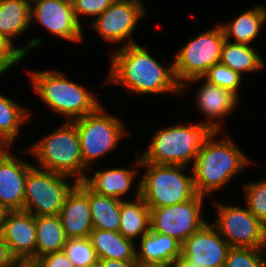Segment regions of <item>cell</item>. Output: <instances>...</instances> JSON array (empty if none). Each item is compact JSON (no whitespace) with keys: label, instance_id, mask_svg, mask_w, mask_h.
I'll use <instances>...</instances> for the list:
<instances>
[{"label":"cell","instance_id":"obj_23","mask_svg":"<svg viewBox=\"0 0 266 267\" xmlns=\"http://www.w3.org/2000/svg\"><path fill=\"white\" fill-rule=\"evenodd\" d=\"M264 22H266V8L257 5L254 9L240 14L232 23L220 25L227 41L232 37L235 39L233 43L250 45L258 36Z\"/></svg>","mask_w":266,"mask_h":267},{"label":"cell","instance_id":"obj_19","mask_svg":"<svg viewBox=\"0 0 266 267\" xmlns=\"http://www.w3.org/2000/svg\"><path fill=\"white\" fill-rule=\"evenodd\" d=\"M197 106L204 116L209 120L206 121L216 131H220L221 123L213 121L222 119L229 115L236 104L238 105V96L232 91L211 84L205 80L196 97Z\"/></svg>","mask_w":266,"mask_h":267},{"label":"cell","instance_id":"obj_12","mask_svg":"<svg viewBox=\"0 0 266 267\" xmlns=\"http://www.w3.org/2000/svg\"><path fill=\"white\" fill-rule=\"evenodd\" d=\"M143 7L140 0H115L90 25L105 41L127 42L146 13Z\"/></svg>","mask_w":266,"mask_h":267},{"label":"cell","instance_id":"obj_37","mask_svg":"<svg viewBox=\"0 0 266 267\" xmlns=\"http://www.w3.org/2000/svg\"><path fill=\"white\" fill-rule=\"evenodd\" d=\"M100 267H139L137 261H122L116 259H99Z\"/></svg>","mask_w":266,"mask_h":267},{"label":"cell","instance_id":"obj_1","mask_svg":"<svg viewBox=\"0 0 266 267\" xmlns=\"http://www.w3.org/2000/svg\"><path fill=\"white\" fill-rule=\"evenodd\" d=\"M111 55V67L106 83L120 84L137 94L181 93V85L174 74V66L158 63L146 48L128 39Z\"/></svg>","mask_w":266,"mask_h":267},{"label":"cell","instance_id":"obj_20","mask_svg":"<svg viewBox=\"0 0 266 267\" xmlns=\"http://www.w3.org/2000/svg\"><path fill=\"white\" fill-rule=\"evenodd\" d=\"M89 239L98 259L137 261V246L134 241L125 238L117 231L93 229Z\"/></svg>","mask_w":266,"mask_h":267},{"label":"cell","instance_id":"obj_4","mask_svg":"<svg viewBox=\"0 0 266 267\" xmlns=\"http://www.w3.org/2000/svg\"><path fill=\"white\" fill-rule=\"evenodd\" d=\"M36 94L49 108L74 121L96 111L101 104L85 87L59 71H29Z\"/></svg>","mask_w":266,"mask_h":267},{"label":"cell","instance_id":"obj_30","mask_svg":"<svg viewBox=\"0 0 266 267\" xmlns=\"http://www.w3.org/2000/svg\"><path fill=\"white\" fill-rule=\"evenodd\" d=\"M205 77L207 78L206 79L207 82L217 85L221 88L230 90L238 96V87L241 84L242 76L238 72L227 67L226 65L217 63L213 67H211L202 76V78H193V79L187 80V82L189 81L197 82V80L201 81V79Z\"/></svg>","mask_w":266,"mask_h":267},{"label":"cell","instance_id":"obj_9","mask_svg":"<svg viewBox=\"0 0 266 267\" xmlns=\"http://www.w3.org/2000/svg\"><path fill=\"white\" fill-rule=\"evenodd\" d=\"M67 175L33 166L27 174L24 188V208L34 216L58 215L69 192L78 183L66 182Z\"/></svg>","mask_w":266,"mask_h":267},{"label":"cell","instance_id":"obj_6","mask_svg":"<svg viewBox=\"0 0 266 267\" xmlns=\"http://www.w3.org/2000/svg\"><path fill=\"white\" fill-rule=\"evenodd\" d=\"M146 166L144 176L140 179V197L150 209L183 203L192 199L197 193L194 187L193 173L184 174L186 166L140 163Z\"/></svg>","mask_w":266,"mask_h":267},{"label":"cell","instance_id":"obj_42","mask_svg":"<svg viewBox=\"0 0 266 267\" xmlns=\"http://www.w3.org/2000/svg\"><path fill=\"white\" fill-rule=\"evenodd\" d=\"M151 267H169V265H166V266H151Z\"/></svg>","mask_w":266,"mask_h":267},{"label":"cell","instance_id":"obj_13","mask_svg":"<svg viewBox=\"0 0 266 267\" xmlns=\"http://www.w3.org/2000/svg\"><path fill=\"white\" fill-rule=\"evenodd\" d=\"M34 18L62 39L72 42L83 40V29L75 17L71 0H31L30 21Z\"/></svg>","mask_w":266,"mask_h":267},{"label":"cell","instance_id":"obj_11","mask_svg":"<svg viewBox=\"0 0 266 267\" xmlns=\"http://www.w3.org/2000/svg\"><path fill=\"white\" fill-rule=\"evenodd\" d=\"M204 195L186 202L150 209V230L175 238L181 244L207 222L202 218Z\"/></svg>","mask_w":266,"mask_h":267},{"label":"cell","instance_id":"obj_15","mask_svg":"<svg viewBox=\"0 0 266 267\" xmlns=\"http://www.w3.org/2000/svg\"><path fill=\"white\" fill-rule=\"evenodd\" d=\"M8 148L0 147V206L6 211H22L25 181L33 165L15 158Z\"/></svg>","mask_w":266,"mask_h":267},{"label":"cell","instance_id":"obj_28","mask_svg":"<svg viewBox=\"0 0 266 267\" xmlns=\"http://www.w3.org/2000/svg\"><path fill=\"white\" fill-rule=\"evenodd\" d=\"M30 114L26 108L0 94V147H10L14 143L19 127Z\"/></svg>","mask_w":266,"mask_h":267},{"label":"cell","instance_id":"obj_25","mask_svg":"<svg viewBox=\"0 0 266 267\" xmlns=\"http://www.w3.org/2000/svg\"><path fill=\"white\" fill-rule=\"evenodd\" d=\"M30 24V0H0V35L13 43Z\"/></svg>","mask_w":266,"mask_h":267},{"label":"cell","instance_id":"obj_27","mask_svg":"<svg viewBox=\"0 0 266 267\" xmlns=\"http://www.w3.org/2000/svg\"><path fill=\"white\" fill-rule=\"evenodd\" d=\"M122 201L123 199L96 194L89 189L93 228L119 232Z\"/></svg>","mask_w":266,"mask_h":267},{"label":"cell","instance_id":"obj_26","mask_svg":"<svg viewBox=\"0 0 266 267\" xmlns=\"http://www.w3.org/2000/svg\"><path fill=\"white\" fill-rule=\"evenodd\" d=\"M252 45L225 40L221 49L220 63L238 72H254L263 69L264 61Z\"/></svg>","mask_w":266,"mask_h":267},{"label":"cell","instance_id":"obj_10","mask_svg":"<svg viewBox=\"0 0 266 267\" xmlns=\"http://www.w3.org/2000/svg\"><path fill=\"white\" fill-rule=\"evenodd\" d=\"M218 216L213 227L230 247H266V224L245 206L236 207L217 203Z\"/></svg>","mask_w":266,"mask_h":267},{"label":"cell","instance_id":"obj_41","mask_svg":"<svg viewBox=\"0 0 266 267\" xmlns=\"http://www.w3.org/2000/svg\"><path fill=\"white\" fill-rule=\"evenodd\" d=\"M87 267H100V264H99V262H97V263L90 265V266H87Z\"/></svg>","mask_w":266,"mask_h":267},{"label":"cell","instance_id":"obj_18","mask_svg":"<svg viewBox=\"0 0 266 267\" xmlns=\"http://www.w3.org/2000/svg\"><path fill=\"white\" fill-rule=\"evenodd\" d=\"M140 238V247L136 249L139 267L166 266L181 257L182 244L173 237L150 230Z\"/></svg>","mask_w":266,"mask_h":267},{"label":"cell","instance_id":"obj_17","mask_svg":"<svg viewBox=\"0 0 266 267\" xmlns=\"http://www.w3.org/2000/svg\"><path fill=\"white\" fill-rule=\"evenodd\" d=\"M58 215L68 239L90 236L94 228L89 204V188L83 182H78L69 192Z\"/></svg>","mask_w":266,"mask_h":267},{"label":"cell","instance_id":"obj_40","mask_svg":"<svg viewBox=\"0 0 266 267\" xmlns=\"http://www.w3.org/2000/svg\"><path fill=\"white\" fill-rule=\"evenodd\" d=\"M15 267H34V265L32 263L23 262V263H18Z\"/></svg>","mask_w":266,"mask_h":267},{"label":"cell","instance_id":"obj_29","mask_svg":"<svg viewBox=\"0 0 266 267\" xmlns=\"http://www.w3.org/2000/svg\"><path fill=\"white\" fill-rule=\"evenodd\" d=\"M63 250L75 267H87L99 260L89 237L69 238Z\"/></svg>","mask_w":266,"mask_h":267},{"label":"cell","instance_id":"obj_33","mask_svg":"<svg viewBox=\"0 0 266 267\" xmlns=\"http://www.w3.org/2000/svg\"><path fill=\"white\" fill-rule=\"evenodd\" d=\"M244 190L247 209L266 224V180L248 183Z\"/></svg>","mask_w":266,"mask_h":267},{"label":"cell","instance_id":"obj_34","mask_svg":"<svg viewBox=\"0 0 266 267\" xmlns=\"http://www.w3.org/2000/svg\"><path fill=\"white\" fill-rule=\"evenodd\" d=\"M115 0H72V6L77 21L79 15H88L93 18L98 17L106 8H108Z\"/></svg>","mask_w":266,"mask_h":267},{"label":"cell","instance_id":"obj_39","mask_svg":"<svg viewBox=\"0 0 266 267\" xmlns=\"http://www.w3.org/2000/svg\"><path fill=\"white\" fill-rule=\"evenodd\" d=\"M6 212L7 211L0 206V237L3 236L4 217Z\"/></svg>","mask_w":266,"mask_h":267},{"label":"cell","instance_id":"obj_31","mask_svg":"<svg viewBox=\"0 0 266 267\" xmlns=\"http://www.w3.org/2000/svg\"><path fill=\"white\" fill-rule=\"evenodd\" d=\"M262 249L249 247H230L224 267H266Z\"/></svg>","mask_w":266,"mask_h":267},{"label":"cell","instance_id":"obj_5","mask_svg":"<svg viewBox=\"0 0 266 267\" xmlns=\"http://www.w3.org/2000/svg\"><path fill=\"white\" fill-rule=\"evenodd\" d=\"M28 153L38 161L39 169L74 176L72 182H82L87 176L84 174L87 169L83 165L79 134L73 121H66L38 140Z\"/></svg>","mask_w":266,"mask_h":267},{"label":"cell","instance_id":"obj_2","mask_svg":"<svg viewBox=\"0 0 266 267\" xmlns=\"http://www.w3.org/2000/svg\"><path fill=\"white\" fill-rule=\"evenodd\" d=\"M217 133L199 150L191 169L196 193L204 196L225 186L250 163L231 138L213 139Z\"/></svg>","mask_w":266,"mask_h":267},{"label":"cell","instance_id":"obj_32","mask_svg":"<svg viewBox=\"0 0 266 267\" xmlns=\"http://www.w3.org/2000/svg\"><path fill=\"white\" fill-rule=\"evenodd\" d=\"M24 47H14V44L6 37L0 35V72L3 74L14 64L19 63L27 51L41 44L39 38H32Z\"/></svg>","mask_w":266,"mask_h":267},{"label":"cell","instance_id":"obj_21","mask_svg":"<svg viewBox=\"0 0 266 267\" xmlns=\"http://www.w3.org/2000/svg\"><path fill=\"white\" fill-rule=\"evenodd\" d=\"M136 172L125 168L96 171L92 178L86 176L82 182L96 194L122 199L131 188Z\"/></svg>","mask_w":266,"mask_h":267},{"label":"cell","instance_id":"obj_16","mask_svg":"<svg viewBox=\"0 0 266 267\" xmlns=\"http://www.w3.org/2000/svg\"><path fill=\"white\" fill-rule=\"evenodd\" d=\"M2 237L19 263H31L36 259V225L33 214L23 210L7 211Z\"/></svg>","mask_w":266,"mask_h":267},{"label":"cell","instance_id":"obj_8","mask_svg":"<svg viewBox=\"0 0 266 267\" xmlns=\"http://www.w3.org/2000/svg\"><path fill=\"white\" fill-rule=\"evenodd\" d=\"M225 40L221 25H217L195 39H189L181 48L173 61L175 78L181 85V91L188 85L185 81L202 78L211 67L220 63Z\"/></svg>","mask_w":266,"mask_h":267},{"label":"cell","instance_id":"obj_38","mask_svg":"<svg viewBox=\"0 0 266 267\" xmlns=\"http://www.w3.org/2000/svg\"><path fill=\"white\" fill-rule=\"evenodd\" d=\"M169 267H203L200 264L197 265H192L189 263L187 260H185L182 257H179L175 260H173L170 264Z\"/></svg>","mask_w":266,"mask_h":267},{"label":"cell","instance_id":"obj_14","mask_svg":"<svg viewBox=\"0 0 266 267\" xmlns=\"http://www.w3.org/2000/svg\"><path fill=\"white\" fill-rule=\"evenodd\" d=\"M229 249V244L213 225L206 223L182 243L181 257L192 265L224 267Z\"/></svg>","mask_w":266,"mask_h":267},{"label":"cell","instance_id":"obj_22","mask_svg":"<svg viewBox=\"0 0 266 267\" xmlns=\"http://www.w3.org/2000/svg\"><path fill=\"white\" fill-rule=\"evenodd\" d=\"M137 185L135 201L123 200L120 209L119 233L132 241L150 231V208L140 197V183Z\"/></svg>","mask_w":266,"mask_h":267},{"label":"cell","instance_id":"obj_24","mask_svg":"<svg viewBox=\"0 0 266 267\" xmlns=\"http://www.w3.org/2000/svg\"><path fill=\"white\" fill-rule=\"evenodd\" d=\"M36 258L62 251L67 237L59 215L35 216Z\"/></svg>","mask_w":266,"mask_h":267},{"label":"cell","instance_id":"obj_3","mask_svg":"<svg viewBox=\"0 0 266 267\" xmlns=\"http://www.w3.org/2000/svg\"><path fill=\"white\" fill-rule=\"evenodd\" d=\"M216 132L207 122L175 125L160 129L152 137L148 149L140 155V163L189 166L199 150Z\"/></svg>","mask_w":266,"mask_h":267},{"label":"cell","instance_id":"obj_36","mask_svg":"<svg viewBox=\"0 0 266 267\" xmlns=\"http://www.w3.org/2000/svg\"><path fill=\"white\" fill-rule=\"evenodd\" d=\"M18 260L12 255L9 245L0 237V267H15Z\"/></svg>","mask_w":266,"mask_h":267},{"label":"cell","instance_id":"obj_35","mask_svg":"<svg viewBox=\"0 0 266 267\" xmlns=\"http://www.w3.org/2000/svg\"><path fill=\"white\" fill-rule=\"evenodd\" d=\"M31 263L34 267H75L64 250L43 255L34 259Z\"/></svg>","mask_w":266,"mask_h":267},{"label":"cell","instance_id":"obj_7","mask_svg":"<svg viewBox=\"0 0 266 267\" xmlns=\"http://www.w3.org/2000/svg\"><path fill=\"white\" fill-rule=\"evenodd\" d=\"M73 122L79 134L83 165L88 170L92 169L90 161L115 149L121 137L127 134L123 122L107 114L102 106Z\"/></svg>","mask_w":266,"mask_h":267}]
</instances>
